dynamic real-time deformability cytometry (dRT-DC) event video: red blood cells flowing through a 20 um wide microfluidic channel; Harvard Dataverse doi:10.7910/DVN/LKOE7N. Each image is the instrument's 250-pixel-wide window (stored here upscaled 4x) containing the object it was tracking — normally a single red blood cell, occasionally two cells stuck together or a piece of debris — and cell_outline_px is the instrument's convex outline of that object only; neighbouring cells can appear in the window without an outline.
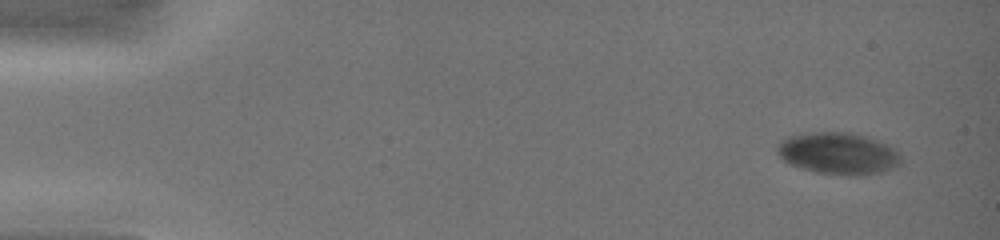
{"species": "common noctule bat (a hibernating species)", "species_latin": "Nyctalus noctula", "temperature_condition": "warm", "stored_images_in_passage": 6, "camera_frame_rate_fps": 3000, "um_per_image_px": 0.085, "animal": {"sex": "female", "body_mass_g": 19.0, "forearm_length_mm": 51.5}, "frame": {"image": 1, "passage_image": 1, "time_ms": 0.0, "image_size_px": [1000, 240], "cell_outline_px": [[900, 164], [884, 172], [848, 176], [816, 172], [788, 164], [776, 152], [776, 144], [788, 136], [812, 132], [848, 132], [864, 136], [876, 140], [892, 148], [900, 156]], "centroid_in_image_um": [71.19, 13.05], "position_along_channel_um": 13.8, "area_um2": 30.0}}
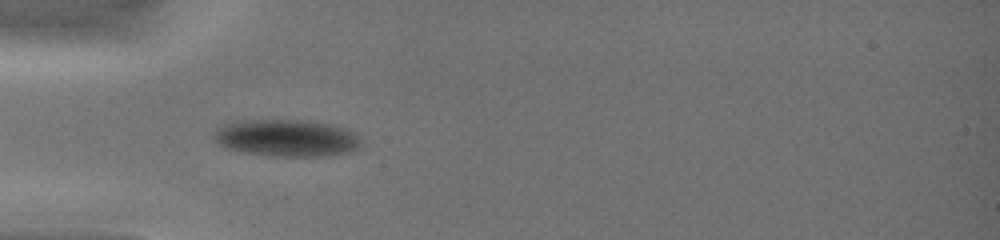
{"frame": {"image": 2, "passage_image": 5, "time_ms": 4.333, "image_size_px": [1000, 240], "cell_outline_px": [[364, 144], [360, 148], [348, 152], [328, 156], [272, 156], [244, 152], [228, 148], [220, 144], [212, 136], [212, 132], [216, 124], [228, 120], [312, 120], [332, 124], [348, 128], [356, 132]], "centroid_in_image_um": [24.36, 11.7], "position_along_channel_um": 60.6, "area_um2": 32.83}}
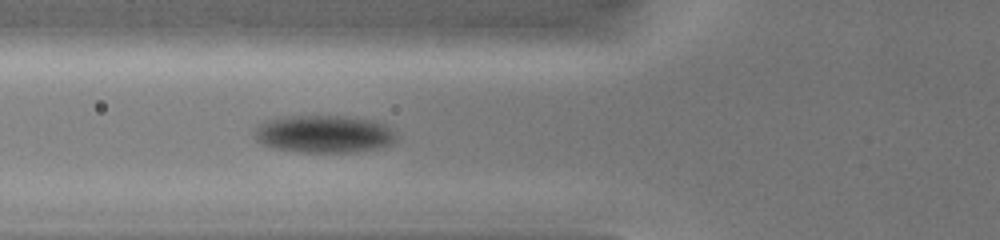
{"frame": {"image": 3, "passage_image": 6, "time_ms": 5.333, "image_size_px": [1000, 240], "cell_outline_px": [[396, 140], [392, 144], [384, 148], [352, 152], [300, 152], [272, 148], [260, 144], [252, 136], [252, 128], [256, 124], [264, 120], [280, 116], [352, 116], [380, 120], [388, 124], [396, 132]], "centroid_in_image_um": [27.53, 11.37], "position_along_channel_um": 98.3, "area_um2": 32.43}}